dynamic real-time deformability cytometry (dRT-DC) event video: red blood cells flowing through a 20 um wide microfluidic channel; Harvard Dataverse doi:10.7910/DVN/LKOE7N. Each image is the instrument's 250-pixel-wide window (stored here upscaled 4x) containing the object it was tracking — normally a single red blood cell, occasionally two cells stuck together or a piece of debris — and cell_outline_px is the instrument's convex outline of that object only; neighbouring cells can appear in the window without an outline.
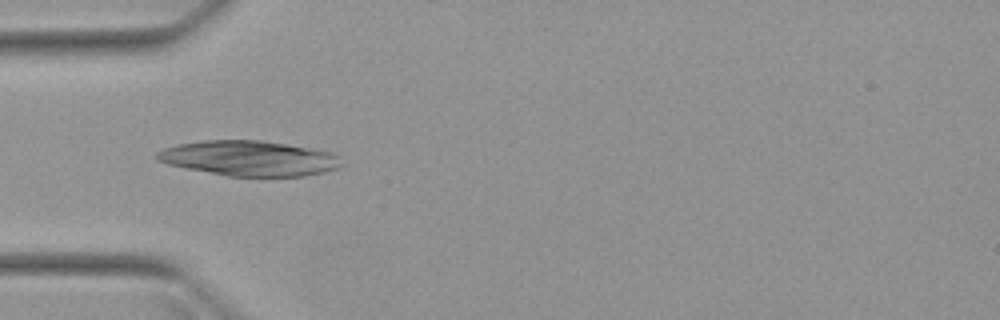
{"species": "Egyptian fruit bat (a non-hibernating species)", "species_latin": "Rousettus aegyptiacus", "temperature_condition": "warm", "stored_images_in_passage": 6, "camera_frame_rate_fps": 3000, "um_per_image_px": 0.085, "animal": {"sex": "female"}, "frame": {"image": 1, "passage_image": 4, "time_ms": 3.667, "image_size_px": [1000, 320], "cell_outline_px": [[344, 164], [336, 168], [324, 172], [304, 176], [228, 176], [184, 168], [168, 164], [156, 160], [156, 152], [164, 148], [180, 144], [204, 140], [260, 140], [308, 148], [328, 152], [336, 156]], "centroid_in_image_um": [21.13, 13.46], "position_along_channel_um": 63.9, "area_um2": 37.45}}
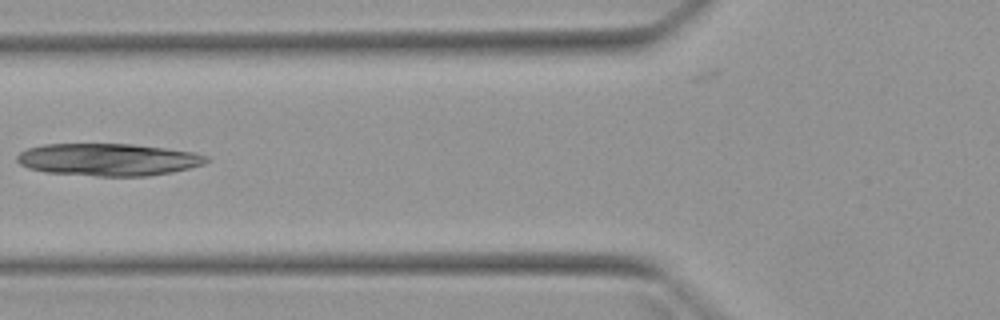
{"frame": {"image": 2, "passage_image": 5, "time_ms": 5.0, "image_size_px": [1000, 320], "cell_outline_px": [[212, 160], [204, 164], [172, 172], [148, 176], [96, 176], [44, 172], [28, 168], [20, 164], [16, 160], [16, 156], [20, 152], [28, 148], [44, 144], [132, 144], [164, 148], [192, 152], [208, 156]], "centroid_in_image_um": [9.19, 13.57], "position_along_channel_um": 116.6, "area_um2": 35.78}}
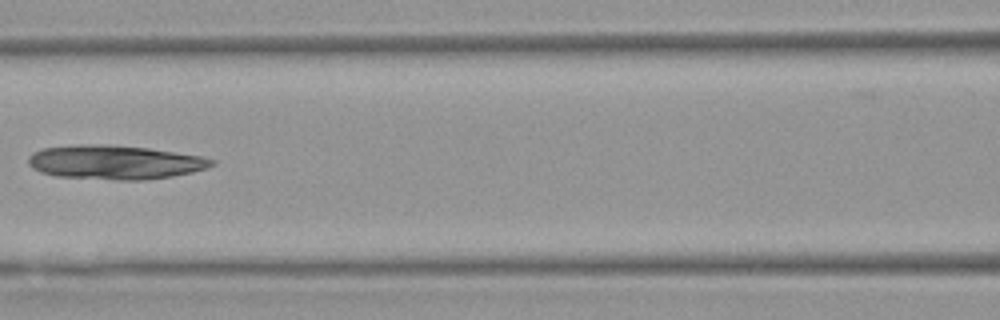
{"frame": {"image": 3, "passage_image": 6, "time_ms": 6.0, "image_size_px": [1000, 320], "cell_outline_px": [[216, 164], [208, 168], [192, 172], [172, 176], [144, 180], [116, 180], [56, 176], [40, 172], [32, 168], [28, 164], [28, 156], [44, 148], [80, 144], [88, 144], [148, 148], [204, 156], [216, 160]], "centroid_in_image_um": [9.81, 13.8], "position_along_channel_um": 156.8, "area_um2": 36.36}}